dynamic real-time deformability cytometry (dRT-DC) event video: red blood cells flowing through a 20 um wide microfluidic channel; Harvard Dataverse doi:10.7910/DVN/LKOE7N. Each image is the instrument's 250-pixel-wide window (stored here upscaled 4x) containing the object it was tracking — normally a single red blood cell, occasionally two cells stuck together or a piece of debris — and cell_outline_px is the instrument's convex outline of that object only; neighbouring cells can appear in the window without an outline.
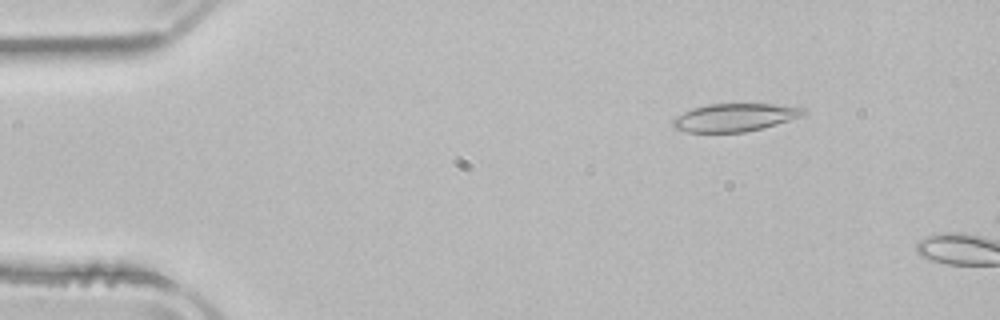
{"species": "common noctule bat (a hibernating species)", "species_latin": "Nyctalus noctula", "temperature_condition": "room temperature", "stored_images_in_passage": 9, "camera_frame_rate_fps": 3000, "um_per_image_px": 0.085, "animal": {"sex": "male", "body_mass_g": 21.5, "forearm_length_mm": 52.0}, "frame": {"image": 1, "passage_image": 2, "time_ms": 0.333, "image_size_px": [1000, 320], "cell_outline_px": [[808, 112], [804, 116], [776, 124], [744, 132], [688, 132], [676, 128], [672, 124], [672, 120], [676, 116], [692, 108], [708, 104], [772, 104], [804, 108]], "centroid_in_image_um": [62.47, 9.98], "position_along_channel_um": 22.5, "area_um2": 21.1}}